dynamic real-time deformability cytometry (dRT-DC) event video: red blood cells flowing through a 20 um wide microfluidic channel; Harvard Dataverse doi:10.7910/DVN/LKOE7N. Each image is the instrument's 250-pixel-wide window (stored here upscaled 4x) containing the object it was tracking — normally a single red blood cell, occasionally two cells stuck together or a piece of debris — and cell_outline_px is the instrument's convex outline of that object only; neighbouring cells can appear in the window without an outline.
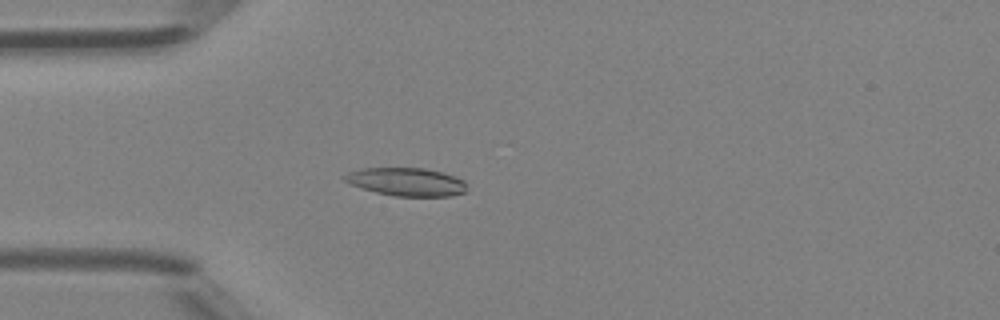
{"species": "Egyptian fruit bat (a non-hibernating species)", "species_latin": "Rousettus aegyptiacus", "temperature_condition": "room temperature", "stored_images_in_passage": 47, "camera_frame_rate_fps": 3000, "um_per_image_px": 0.085, "animal": {"sex": "female"}, "frame": {"image": 1, "passage_image": 13, "time_ms": 4.0, "image_size_px": [1000, 320], "cell_outline_px": [[468, 192], [452, 196], [396, 196], [376, 192], [360, 188], [344, 180], [344, 176], [348, 172], [360, 168], [424, 168], [444, 172], [464, 180]], "centroid_in_image_um": [34.59, 15.45], "position_along_channel_um": 50.4, "area_um2": 20.17}}
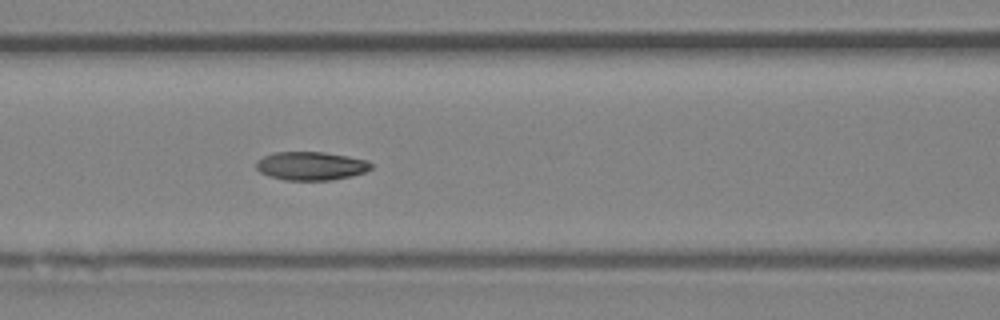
{"frame": {"image": 2, "passage_image": 20, "time_ms": 6.333, "image_size_px": [1000, 320], "cell_outline_px": [[372, 168], [364, 172], [352, 176], [332, 180], [284, 180], [268, 176], [260, 172], [256, 168], [256, 160], [272, 152], [324, 152], [348, 156], [368, 160], [372, 164]], "centroid_in_image_um": [26.42, 14.1], "position_along_channel_um": 140.2, "area_um2": 19.25}}
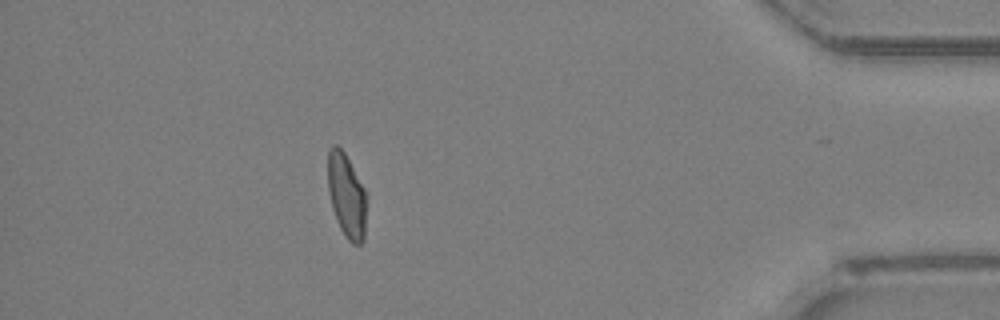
{"frame": {"image": 3, "passage_image": 42, "time_ms": 13.667, "image_size_px": [1000, 320], "cell_outline_px": [[364, 240], [360, 244], [352, 244], [344, 236], [336, 220], [332, 208], [328, 192], [328, 148], [332, 144], [336, 144], [344, 152], [364, 188]], "centroid_in_image_um": [29.41, 16.62], "position_along_channel_um": 405.8, "area_um2": 18.61}, "authors_computed_cell_mechanics": {"area_um2": 19.2474, "velocity_mm_per_s": 4.3044, "shape_relaxation_time_tau1_ms": 5.7362, "shape_relaxation_time_tau2_ms": 2.5032, "deformation_change_tau1": 0.1601, "deformation_change_tau2": 0.0744}}